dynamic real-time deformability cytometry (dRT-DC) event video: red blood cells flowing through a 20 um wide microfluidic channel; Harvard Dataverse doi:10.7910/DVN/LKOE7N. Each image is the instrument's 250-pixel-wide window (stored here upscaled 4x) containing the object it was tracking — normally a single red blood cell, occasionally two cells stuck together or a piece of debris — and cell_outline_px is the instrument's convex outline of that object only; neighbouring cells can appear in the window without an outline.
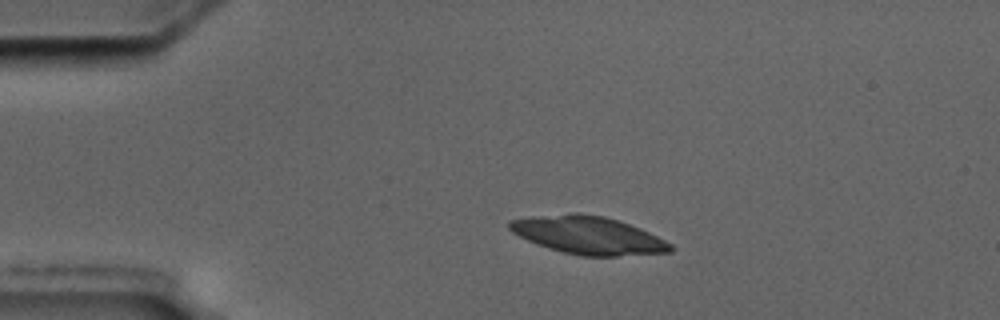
{"species": "common noctule bat (a hibernating species)", "species_latin": "Nyctalus noctula", "temperature_condition": "cold", "stored_images_in_passage": 5, "camera_frame_rate_fps": 3000, "um_per_image_px": 0.085, "animal": {"sex": "male", "body_mass_g": 17.5, "forearm_length_mm": 52.3}, "frame": {"image": 1, "passage_image": 1, "time_ms": 0.0, "image_size_px": [1000, 320], "cell_outline_px": [[676, 248], [672, 252], [616, 256], [580, 256], [548, 248], [536, 244], [512, 232], [508, 228], [508, 220], [532, 216], [572, 212], [580, 212], [604, 216], [640, 228], [672, 244]], "centroid_in_image_um": [49.98, 19.99], "position_along_channel_um": 35.0, "area_um2": 35.66}}